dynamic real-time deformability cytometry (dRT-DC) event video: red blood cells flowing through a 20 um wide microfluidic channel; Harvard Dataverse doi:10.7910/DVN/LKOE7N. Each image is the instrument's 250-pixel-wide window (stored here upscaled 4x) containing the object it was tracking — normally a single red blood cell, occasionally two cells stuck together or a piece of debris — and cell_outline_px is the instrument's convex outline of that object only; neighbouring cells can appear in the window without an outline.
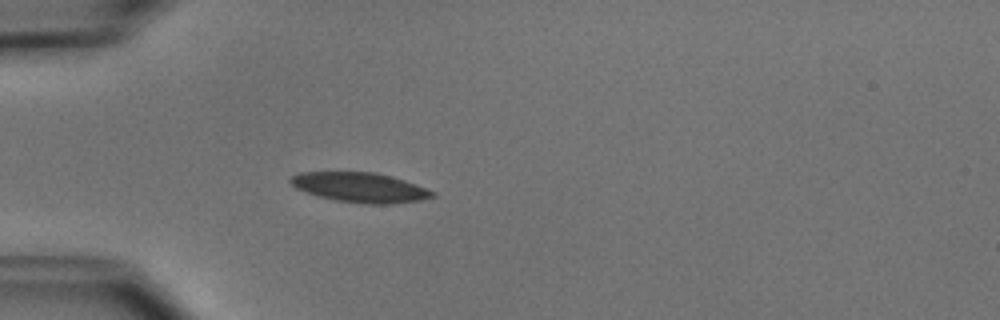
{"species": "common noctule bat (a hibernating species)", "species_latin": "Nyctalus noctula", "temperature_condition": "cold", "stored_images_in_passage": 4, "camera_frame_rate_fps": 3000, "um_per_image_px": 0.085, "animal": {"sex": "male", "body_mass_g": 15.6}, "frame": {"image": 1, "passage_image": 4, "time_ms": 3.333, "image_size_px": [1000, 320], "cell_outline_px": [[436, 196], [420, 200], [392, 204], [364, 204], [336, 200], [320, 196], [296, 188], [288, 180], [292, 176], [300, 172], [372, 172], [404, 180], [436, 192]], "centroid_in_image_um": [30.62, 15.94], "position_along_channel_um": 54.4, "area_um2": 24.33}}